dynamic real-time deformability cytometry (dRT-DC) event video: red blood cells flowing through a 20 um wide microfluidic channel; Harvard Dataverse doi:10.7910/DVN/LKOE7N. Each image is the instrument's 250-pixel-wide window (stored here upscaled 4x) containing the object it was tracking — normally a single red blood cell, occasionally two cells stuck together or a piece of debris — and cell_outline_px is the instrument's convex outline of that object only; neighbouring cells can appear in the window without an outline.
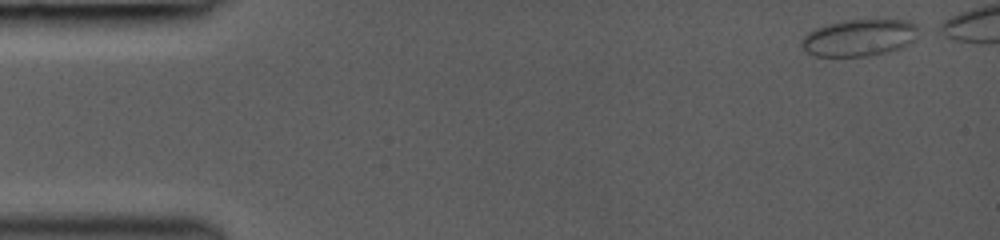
{"species": "common noctule bat (a hibernating species)", "species_latin": "Nyctalus noctula", "temperature_condition": "room temperature", "stored_images_in_passage": 41, "segment_of_instrument_passage": [1, 2], "camera_frame_rate_fps": 3000, "um_per_image_px": 0.085, "animal": {"sex": "female", "body_mass_g": 19.0, "forearm_length_mm": 53.3}, "frame": {"image": 1, "passage_image": 1, "time_ms": 0.0, "image_size_px": [1000, 240], "cell_outline_px": [[916, 40], [900, 48], [884, 52], [864, 56], [816, 56], [808, 52], [800, 44], [800, 40], [808, 32], [816, 28], [828, 24], [844, 20], [908, 20], [916, 24]], "centroid_in_image_um": [73.02, 3.2], "position_along_channel_um": 12.0, "area_um2": 24.85}}
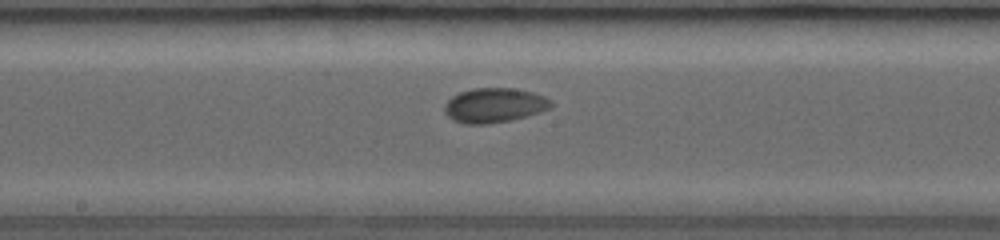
{"frame": {"image": 2, "passage_image": 24, "time_ms": 7.667, "image_size_px": [1000, 240], "cell_outline_px": [[552, 108], [540, 112], [508, 120], [488, 124], [464, 124], [452, 120], [444, 112], [444, 104], [452, 96], [460, 92], [472, 88], [512, 88], [532, 92], [544, 96], [552, 100]], "centroid_in_image_um": [42.0, 8.95], "position_along_channel_um": 206.2, "area_um2": 21.5}}
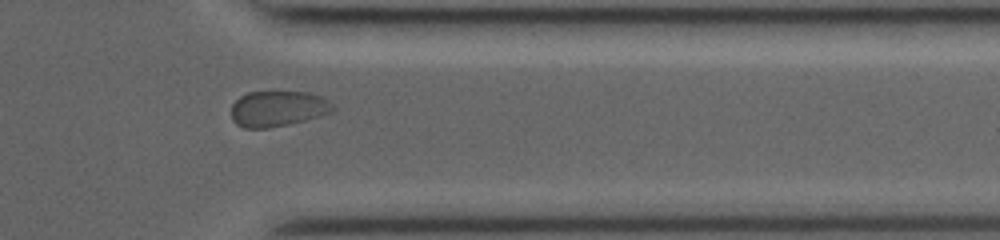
{"frame": {"image": 3, "passage_image": 37, "time_ms": 12.0, "image_size_px": [1000, 240], "cell_outline_px": [[336, 108], [332, 112], [320, 116], [288, 124], [268, 128], [244, 128], [236, 124], [232, 120], [232, 104], [240, 96], [248, 92], [308, 92], [320, 96], [328, 100]], "centroid_in_image_um": [23.61, 9.24], "position_along_channel_um": 387.8, "area_um2": 21.1}}